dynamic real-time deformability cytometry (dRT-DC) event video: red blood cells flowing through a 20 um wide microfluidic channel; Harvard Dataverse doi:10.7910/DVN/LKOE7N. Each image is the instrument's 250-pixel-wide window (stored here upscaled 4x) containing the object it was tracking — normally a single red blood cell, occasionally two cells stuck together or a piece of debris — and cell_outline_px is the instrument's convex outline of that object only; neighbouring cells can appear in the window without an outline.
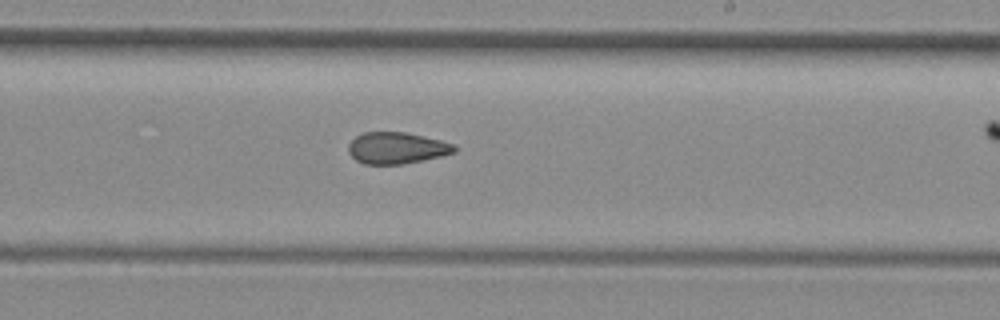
{"species": "common noctule bat (a hibernating species)", "species_latin": "Nyctalus noctula", "temperature_condition": "room temperature", "stored_images_in_passage": 25, "camera_frame_rate_fps": 3000, "um_per_image_px": 0.085, "animal": {"sex": "female", "body_mass_g": 29.2, "forearm_length_mm": 56.3}, "frame": {"image": 1, "passage_image": 15, "time_ms": 4.667, "image_size_px": [1000, 320], "cell_outline_px": [[456, 152], [424, 160], [404, 164], [364, 164], [356, 160], [348, 152], [348, 144], [356, 136], [364, 132], [404, 132], [440, 140], [456, 144]], "centroid_in_image_um": [33.72, 12.58], "position_along_channel_um": 255.3, "area_um2": 19.48}}
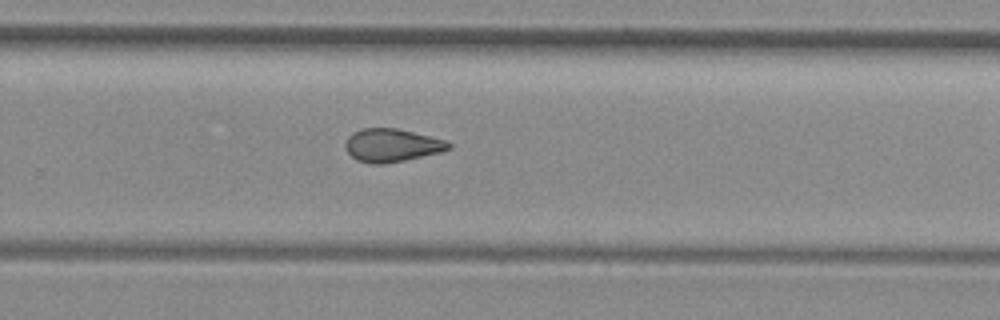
{"frame": {"image": 2, "passage_image": 18, "time_ms": 5.667, "image_size_px": [1000, 320], "cell_outline_px": [[452, 148], [440, 152], [404, 160], [384, 164], [372, 164], [356, 160], [344, 148], [344, 144], [348, 136], [352, 132], [360, 128], [396, 128], [448, 140], [452, 144]], "centroid_in_image_um": [33.29, 12.34], "position_along_channel_um": 296.5, "area_um2": 20.11}}